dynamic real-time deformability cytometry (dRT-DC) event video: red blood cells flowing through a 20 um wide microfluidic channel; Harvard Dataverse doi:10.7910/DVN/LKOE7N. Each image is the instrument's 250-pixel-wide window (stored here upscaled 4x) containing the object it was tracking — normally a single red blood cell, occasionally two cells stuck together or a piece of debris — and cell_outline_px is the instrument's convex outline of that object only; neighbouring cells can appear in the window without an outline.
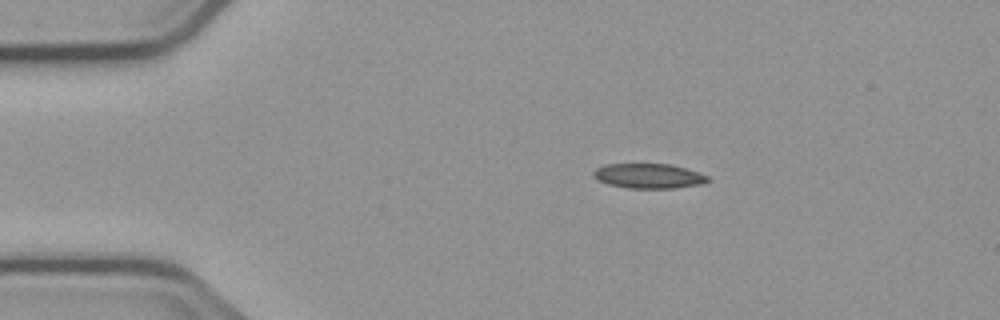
{"species": "common noctule bat (a hibernating species)", "species_latin": "Nyctalus noctula", "temperature_condition": "cold", "stored_images_in_passage": 7, "camera_frame_rate_fps": 3000, "um_per_image_px": 0.085, "animal": {"sex": "male", "body_mass_g": 23.1, "forearm_length_mm": 52.7}, "frame": {"image": 1, "passage_image": 1, "time_ms": 0.0, "image_size_px": [1000, 320], "cell_outline_px": [[712, 180], [700, 184], [676, 188], [628, 188], [608, 184], [596, 180], [592, 176], [592, 172], [596, 168], [604, 164], [672, 164], [708, 176]], "centroid_in_image_um": [55.09, 14.96], "position_along_channel_um": 29.9, "area_um2": 16.59}}
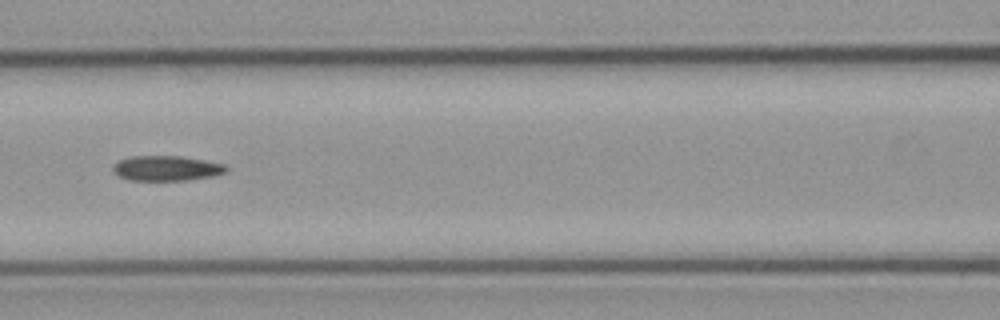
{"frame": {"image": 2, "passage_image": 4, "time_ms": 4.667, "image_size_px": [1000, 320], "cell_outline_px": [[228, 168], [224, 172], [212, 176], [188, 180], [128, 180], [112, 172], [112, 168], [120, 160], [132, 156], [180, 156], [228, 164]], "centroid_in_image_um": [14.17, 14.3], "position_along_channel_um": 152.4, "area_um2": 16.47}}
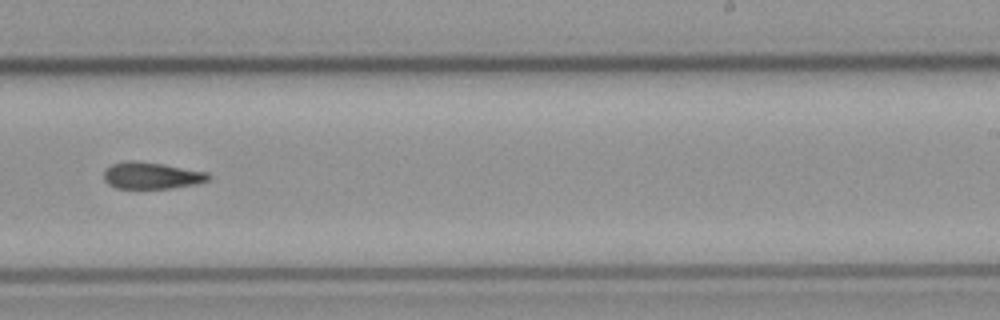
{"frame": {"image": 3, "passage_image": 7, "time_ms": 8.0, "image_size_px": [1000, 320], "cell_outline_px": [[212, 176], [208, 180], [196, 184], [172, 188], [116, 188], [108, 184], [104, 180], [104, 172], [112, 164], [128, 160], [136, 160], [208, 172]], "centroid_in_image_um": [12.89, 14.92], "position_along_channel_um": 276.1, "area_um2": 16.18}}